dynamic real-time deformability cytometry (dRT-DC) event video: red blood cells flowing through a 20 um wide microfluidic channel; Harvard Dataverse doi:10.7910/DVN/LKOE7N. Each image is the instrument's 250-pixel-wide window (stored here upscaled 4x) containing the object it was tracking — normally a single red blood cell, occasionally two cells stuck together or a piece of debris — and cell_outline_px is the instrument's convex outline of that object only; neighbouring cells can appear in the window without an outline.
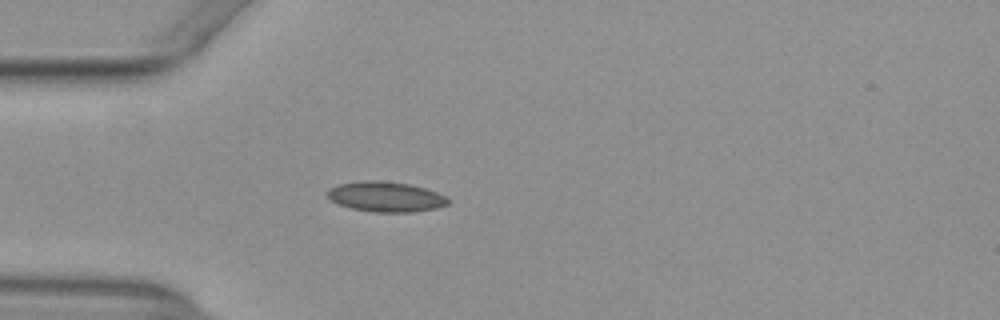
{"species": "common noctule bat (a hibernating species)", "species_latin": "Nyctalus noctula", "temperature_condition": "warm", "stored_images_in_passage": 38, "camera_frame_rate_fps": 3000, "um_per_image_px": 0.085, "animal": {"sex": "female", "body_mass_g": 29.2, "forearm_length_mm": 56.3}, "frame": {"image": 1, "passage_image": 1, "time_ms": 0.0, "image_size_px": [1000, 320], "cell_outline_px": [[448, 204], [436, 208], [412, 212], [372, 212], [352, 208], [340, 204], [324, 196], [324, 192], [328, 188], [340, 184], [364, 180], [380, 180], [408, 184], [424, 188], [448, 196]], "centroid_in_image_um": [32.75, 16.72], "position_along_channel_um": 52.2, "area_um2": 21.27}}
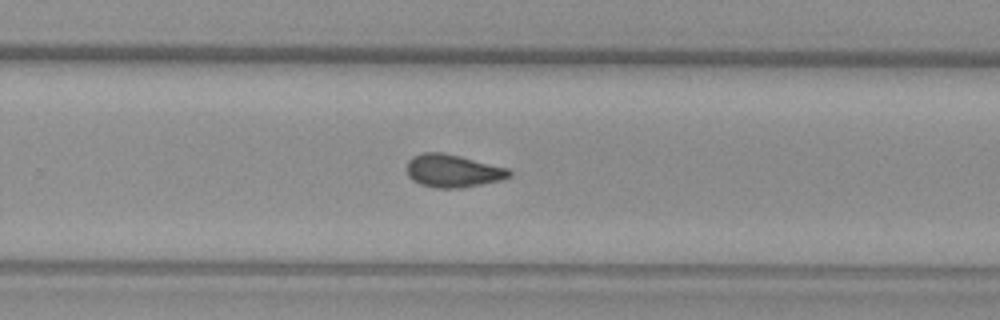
{"frame": {"image": 2, "passage_image": 20, "time_ms": 6.333, "image_size_px": [1000, 320], "cell_outline_px": [[512, 176], [504, 180], [460, 188], [436, 188], [420, 184], [412, 180], [408, 176], [404, 168], [408, 160], [412, 156], [424, 152], [444, 152], [508, 168], [512, 172]], "centroid_in_image_um": [38.47, 14.52], "position_along_channel_um": 291.3, "area_um2": 20.0}}
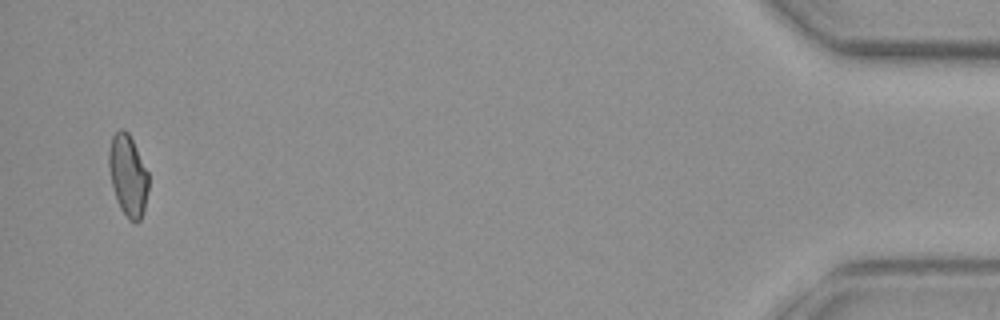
{"frame": {"image": 3, "passage_image": 37, "time_ms": 12.0, "image_size_px": [1000, 320], "cell_outline_px": [[148, 188], [144, 212], [140, 220], [136, 224], [128, 220], [120, 208], [116, 200], [112, 184], [108, 164], [108, 152], [112, 136], [120, 128], [124, 128], [128, 132], [148, 172]], "centroid_in_image_um": [10.87, 14.94], "position_along_channel_um": 424.3, "area_um2": 18.9}, "authors_computed_cell_mechanics": {"area_um2": 19.3052, "velocity_mm_per_s": 3.9207, "shape_relaxation_time_tau1_ms": null, "shape_relaxation_time_tau2_ms": 2.3754, "deformation_change_tau1": null, "deformation_change_tau2": 0.0739}}